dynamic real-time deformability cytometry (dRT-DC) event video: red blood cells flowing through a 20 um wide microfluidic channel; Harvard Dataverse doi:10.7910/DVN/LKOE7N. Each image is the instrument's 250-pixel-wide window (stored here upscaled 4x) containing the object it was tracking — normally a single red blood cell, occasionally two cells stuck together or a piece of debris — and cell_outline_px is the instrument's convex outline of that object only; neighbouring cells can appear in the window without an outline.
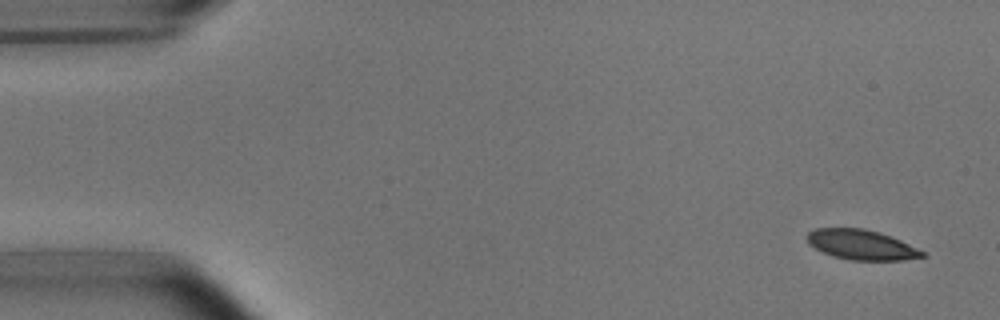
{"species": "common noctule bat (a hibernating species)", "species_latin": "Nyctalus noctula", "temperature_condition": "room temperature", "stored_images_in_passage": 5, "camera_frame_rate_fps": 3000, "um_per_image_px": 0.085, "animal": {"sex": "male", "body_mass_g": 15.6}, "frame": {"image": 1, "passage_image": 1, "time_ms": 0.0, "image_size_px": [1000, 320], "cell_outline_px": [[928, 256], [904, 260], [848, 260], [832, 256], [808, 244], [804, 236], [808, 232], [816, 228], [864, 228], [880, 232], [892, 236], [924, 252]], "centroid_in_image_um": [73.19, 20.8], "position_along_channel_um": 11.8, "area_um2": 20.29}}
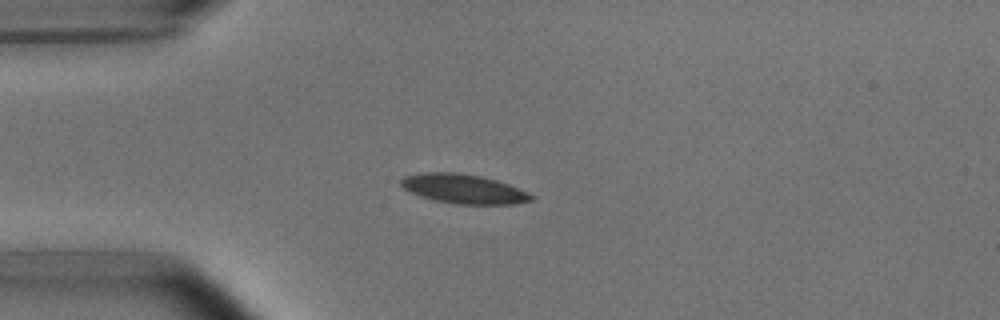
{"frame": {"image": 2, "passage_image": 4, "time_ms": 3.667, "image_size_px": [1000, 320], "cell_outline_px": [[536, 200], [516, 204], [452, 204], [420, 196], [404, 188], [400, 184], [400, 180], [404, 176], [424, 172], [456, 172], [480, 176], [496, 180], [508, 184], [528, 192], [536, 196]], "centroid_in_image_um": [39.45, 16.06], "position_along_channel_um": 45.5, "area_um2": 22.37}}